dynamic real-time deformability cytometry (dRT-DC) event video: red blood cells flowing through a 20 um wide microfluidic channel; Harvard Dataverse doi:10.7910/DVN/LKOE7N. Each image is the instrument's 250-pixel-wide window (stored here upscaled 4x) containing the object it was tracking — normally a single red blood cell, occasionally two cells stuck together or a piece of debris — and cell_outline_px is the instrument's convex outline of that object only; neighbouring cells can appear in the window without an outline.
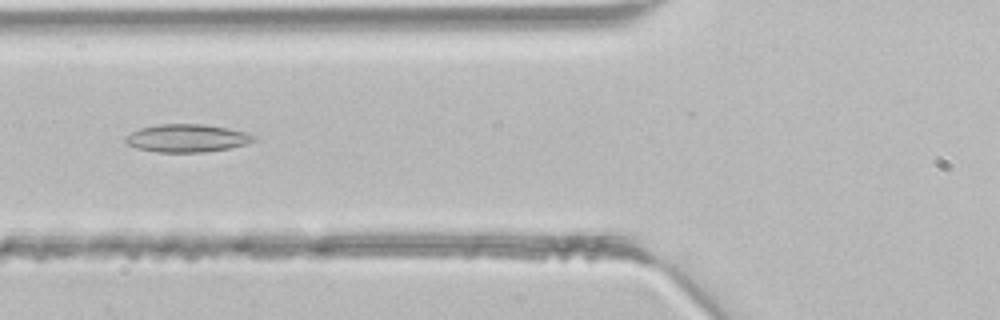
{"species": "common noctule bat (a hibernating species)", "species_latin": "Nyctalus noctula", "temperature_condition": "room temperature", "stored_images_in_passage": 4, "camera_frame_rate_fps": 3000, "um_per_image_px": 0.085, "animal": {"sex": "male", "body_mass_g": 21.5, "forearm_length_mm": 52.0}, "frame": {"image": 1, "passage_image": 4, "time_ms": 1.0, "image_size_px": [1000, 320], "cell_outline_px": [[256, 140], [248, 144], [228, 148], [204, 152], [156, 152], [136, 148], [128, 144], [124, 140], [124, 136], [140, 128], [160, 124], [204, 124], [228, 128], [248, 132], [256, 136]], "centroid_in_image_um": [15.91, 11.74], "position_along_channel_um": 109.9, "area_um2": 20.98}}